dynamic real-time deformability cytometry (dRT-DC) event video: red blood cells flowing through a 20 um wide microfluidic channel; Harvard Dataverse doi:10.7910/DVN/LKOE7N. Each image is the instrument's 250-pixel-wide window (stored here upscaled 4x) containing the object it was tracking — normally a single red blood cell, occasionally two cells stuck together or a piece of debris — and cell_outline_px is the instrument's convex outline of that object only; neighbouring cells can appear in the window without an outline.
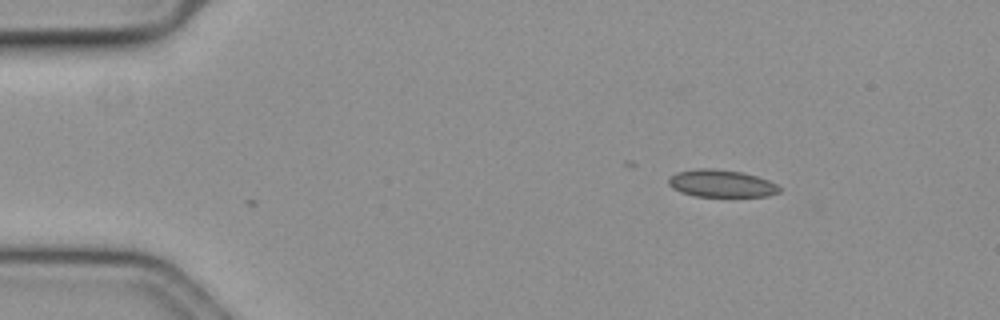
{"species": "common noctule bat (a hibernating species)", "species_latin": "Nyctalus noctula", "temperature_condition": "cold", "stored_images_in_passage": 2, "camera_frame_rate_fps": 3000, "um_per_image_px": 0.085, "animal": {"sex": "female", "body_mass_g": 19.3, "forearm_length_mm": 54.1}, "frame": {"image": 1, "passage_image": 1, "time_ms": 0.0, "image_size_px": [1000, 320], "cell_outline_px": [[780, 192], [768, 196], [692, 196], [680, 192], [672, 188], [668, 184], [668, 180], [676, 172], [700, 168], [712, 168], [744, 172], [768, 180], [776, 184], [780, 188]], "centroid_in_image_um": [61.3, 15.59], "position_along_channel_um": 23.7, "area_um2": 17.69}}